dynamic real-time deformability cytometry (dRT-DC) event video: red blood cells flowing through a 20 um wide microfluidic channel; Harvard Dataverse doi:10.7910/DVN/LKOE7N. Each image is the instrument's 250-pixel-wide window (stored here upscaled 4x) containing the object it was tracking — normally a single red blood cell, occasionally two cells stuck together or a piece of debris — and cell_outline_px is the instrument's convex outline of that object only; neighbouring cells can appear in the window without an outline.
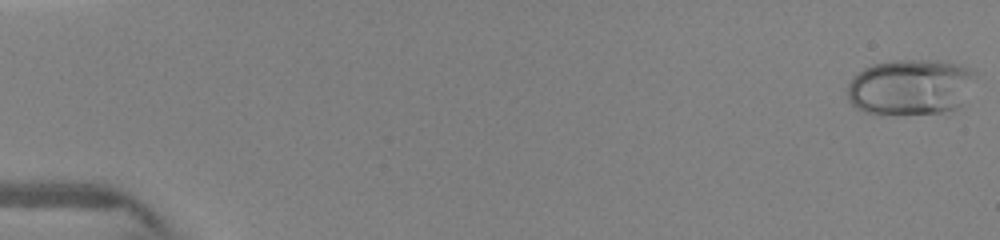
{"species": "human", "species_latin": "Homo sapiens", "temperature_condition": "warm", "stored_images_in_passage": 30, "camera_frame_rate_fps": 3000, "um_per_image_px": 0.085, "donor": {"sex": "female"}, "frame": {"image": 1, "passage_image": 1, "time_ms": 0.0, "image_size_px": [1000, 240], "cell_outline_px": [[976, 72], [960, 104], [956, 108], [940, 112], [864, 112], [856, 108], [848, 100], [848, 84], [852, 76], [864, 68], [872, 64], [896, 60], [936, 60], [956, 64], [968, 68]], "centroid_in_image_um": [77.32, 7.35], "position_along_channel_um": 7.7, "area_um2": 40.63}}
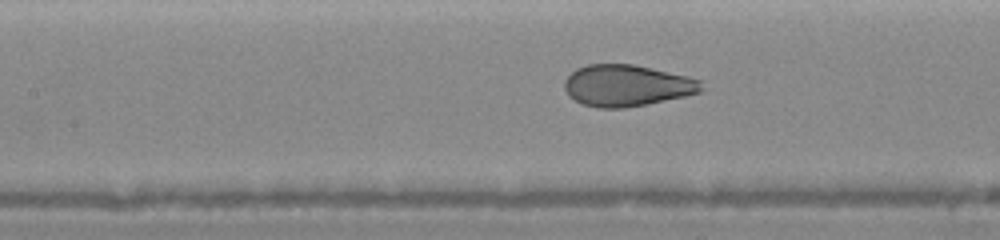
{"frame": {"image": 2, "passage_image": 14, "time_ms": 7.0, "image_size_px": [1000, 240], "cell_outline_px": [[700, 92], [684, 96], [648, 104], [624, 108], [596, 108], [584, 104], [568, 96], [564, 88], [564, 80], [576, 68], [588, 64], [632, 64], [688, 76], [700, 80]], "centroid_in_image_um": [53.23, 7.27], "position_along_channel_um": 154.2, "area_um2": 32.95}}
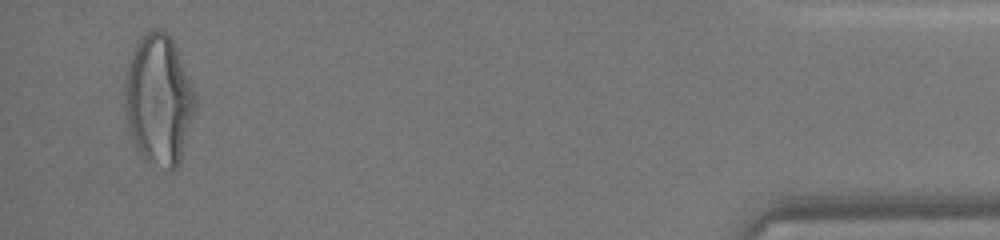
{"frame": {"image": 3, "passage_image": 29, "time_ms": 14.667, "image_size_px": [1000, 240], "cell_outline_px": [[196, 108], [180, 164], [172, 172], [144, 156], [140, 152], [132, 136], [128, 124], [124, 108], [124, 88], [128, 68], [132, 56], [140, 36], [152, 28], [156, 28], [164, 32], [172, 40], [176, 48], [196, 96]], "centroid_in_image_um": [13.51, 8.49], "position_along_channel_um": 421.7, "area_um2": 52.71}}